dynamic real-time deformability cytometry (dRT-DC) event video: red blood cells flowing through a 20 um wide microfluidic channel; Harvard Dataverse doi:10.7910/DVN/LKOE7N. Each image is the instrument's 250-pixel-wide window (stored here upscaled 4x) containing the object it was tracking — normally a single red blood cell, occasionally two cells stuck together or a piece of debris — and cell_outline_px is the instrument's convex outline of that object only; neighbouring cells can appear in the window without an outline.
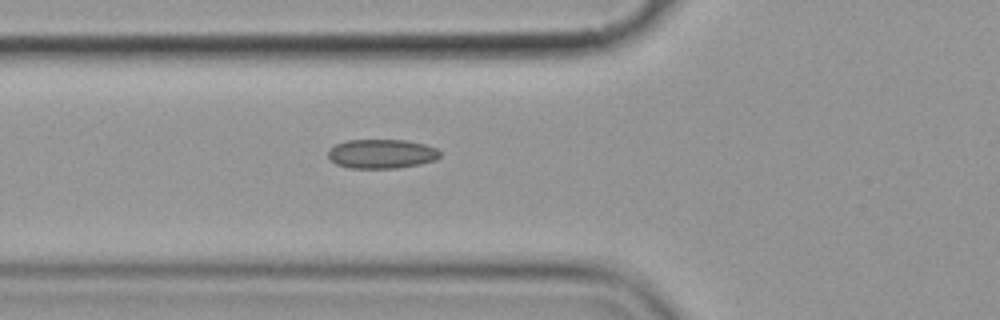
{"species": "common noctule bat (a hibernating species)", "species_latin": "Nyctalus noctula", "temperature_condition": "cold", "stored_images_in_passage": 7, "camera_frame_rate_fps": 3000, "um_per_image_px": 0.085, "animal": {"sex": "female", "body_mass_g": 19.9}, "frame": {"image": 1, "passage_image": 7, "time_ms": 7.667, "image_size_px": [1000, 320], "cell_outline_px": [[440, 156], [436, 160], [420, 164], [396, 168], [348, 168], [336, 164], [328, 156], [328, 152], [336, 144], [348, 140], [404, 140], [424, 144], [436, 148], [440, 152]], "centroid_in_image_um": [32.45, 13.08], "position_along_channel_um": 93.3, "area_um2": 18.96}}